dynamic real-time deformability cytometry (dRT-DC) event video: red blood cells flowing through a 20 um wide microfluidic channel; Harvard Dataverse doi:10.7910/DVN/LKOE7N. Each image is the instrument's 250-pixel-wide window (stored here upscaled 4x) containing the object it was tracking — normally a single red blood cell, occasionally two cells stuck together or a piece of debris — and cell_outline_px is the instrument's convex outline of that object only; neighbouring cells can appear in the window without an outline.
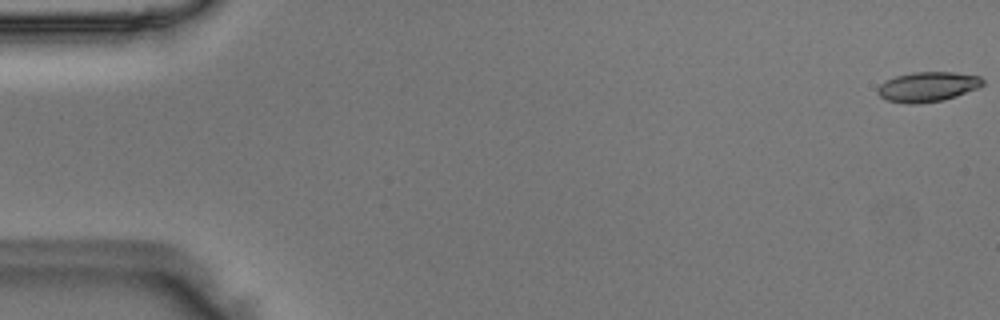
{"species": "Egyptian fruit bat (a non-hibernating species)", "species_latin": "Rousettus aegyptiacus", "temperature_condition": "room temperature", "stored_images_in_passage": 4, "camera_frame_rate_fps": 3000, "um_per_image_px": 0.085, "animal": {"sex": "male"}, "frame": {"image": 1, "passage_image": 1, "time_ms": 0.0, "image_size_px": [1000, 320], "cell_outline_px": [[984, 84], [980, 88], [944, 100], [912, 104], [908, 104], [888, 100], [880, 96], [876, 92], [876, 88], [884, 80], [896, 76], [912, 72], [956, 72], [980, 76], [984, 80]], "centroid_in_image_um": [78.86, 7.36], "position_along_channel_um": 6.1, "area_um2": 18.5}}